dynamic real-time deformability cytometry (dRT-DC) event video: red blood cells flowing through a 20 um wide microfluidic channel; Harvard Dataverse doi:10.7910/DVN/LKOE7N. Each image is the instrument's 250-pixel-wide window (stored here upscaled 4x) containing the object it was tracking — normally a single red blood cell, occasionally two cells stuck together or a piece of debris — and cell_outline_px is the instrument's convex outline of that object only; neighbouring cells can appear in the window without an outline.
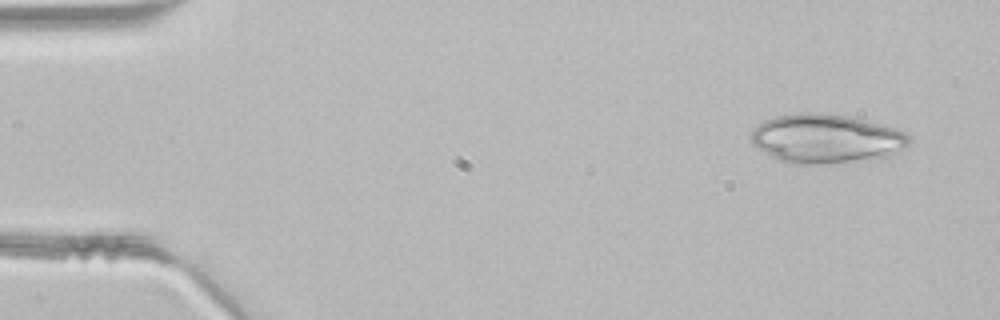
{"species": "common noctule bat (a hibernating species)", "species_latin": "Nyctalus noctula", "temperature_condition": "room temperature", "stored_images_in_passage": 11, "camera_frame_rate_fps": 3000, "um_per_image_px": 0.085, "animal": {"sex": "male", "body_mass_g": 21.5, "forearm_length_mm": 52.0}, "frame": {"image": 1, "passage_image": 1, "time_ms": 0.0, "image_size_px": [1000, 320], "cell_outline_px": [[912, 140], [908, 144], [888, 156], [868, 160], [824, 164], [792, 164], [780, 160], [756, 148], [748, 140], [748, 136], [764, 120], [776, 116], [800, 112], [820, 112], [844, 116], [880, 124], [904, 132]], "centroid_in_image_um": [70.15, 11.79], "position_along_channel_um": 14.8, "area_um2": 45.08}}